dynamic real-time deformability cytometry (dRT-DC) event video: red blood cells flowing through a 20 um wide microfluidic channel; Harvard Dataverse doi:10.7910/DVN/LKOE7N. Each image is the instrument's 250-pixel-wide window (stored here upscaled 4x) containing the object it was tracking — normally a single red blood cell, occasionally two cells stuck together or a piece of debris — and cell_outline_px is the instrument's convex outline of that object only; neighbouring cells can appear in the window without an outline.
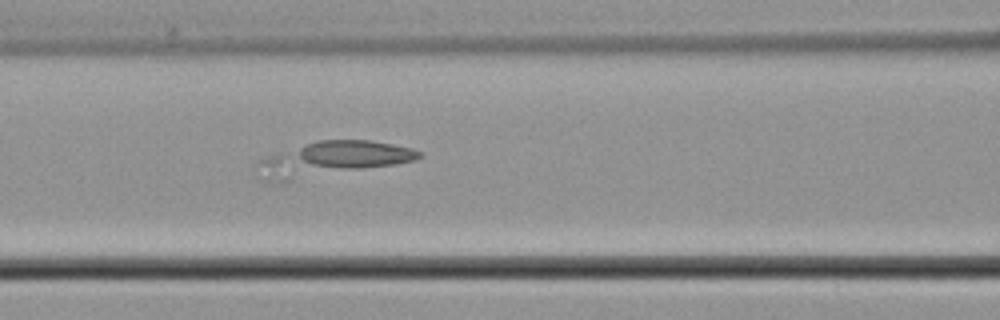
{"species": "common noctule bat (a hibernating species)", "species_latin": "Nyctalus noctula", "temperature_condition": "cold", "stored_images_in_passage": 7, "camera_frame_rate_fps": 3000, "um_per_image_px": 0.085, "animal": {"sex": "male", "body_mass_g": 21.5, "forearm_length_mm": 52.0}, "frame": {"image": 1, "passage_image": 7, "time_ms": 7.0, "image_size_px": [1000, 320], "cell_outline_px": [[420, 156], [416, 160], [396, 164], [288, 184], [268, 184], [260, 180], [256, 176], [256, 160], [316, 140], [368, 140], [392, 144], [412, 148], [420, 152]], "centroid_in_image_um": [28.04, 13.6], "position_along_channel_um": 138.6, "area_um2": 33.99}}